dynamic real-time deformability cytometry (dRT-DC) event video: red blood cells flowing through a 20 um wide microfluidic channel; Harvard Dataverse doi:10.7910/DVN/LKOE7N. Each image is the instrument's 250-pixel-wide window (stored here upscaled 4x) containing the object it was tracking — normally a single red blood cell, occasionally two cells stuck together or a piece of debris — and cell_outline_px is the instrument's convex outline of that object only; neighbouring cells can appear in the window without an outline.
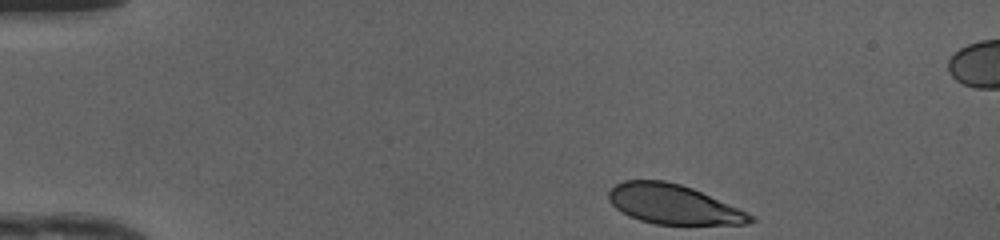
{"species": "human", "species_latin": "Homo sapiens", "temperature_condition": "cold", "stored_images_in_passage": 39, "camera_frame_rate_fps": 3000, "um_per_image_px": 0.085, "donor": {"sex": "female"}, "frame": {"image": 1, "passage_image": 1, "time_ms": 0.0, "image_size_px": [1000, 240], "cell_outline_px": [[756, 220], [744, 224], [656, 224], [640, 220], [628, 216], [616, 208], [608, 200], [608, 192], [616, 184], [624, 180], [664, 180], [680, 184], [692, 188], [740, 208], [756, 216]], "centroid_in_image_um": [57.24, 17.36], "position_along_channel_um": 27.8, "area_um2": 32.66}}
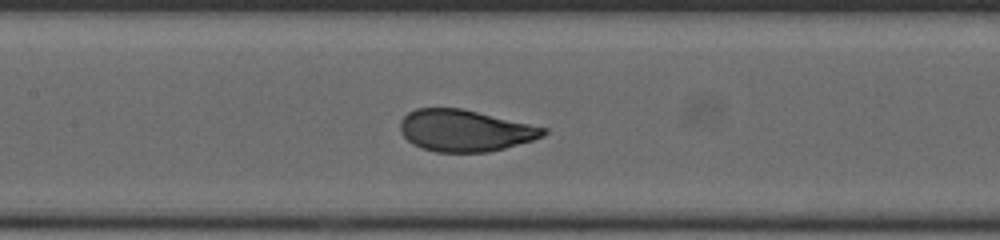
{"frame": {"image": 2, "passage_image": 17, "time_ms": 5.333, "image_size_px": [1000, 240], "cell_outline_px": [[548, 132], [544, 136], [532, 140], [504, 148], [488, 152], [436, 152], [420, 148], [412, 144], [400, 132], [400, 120], [408, 112], [416, 108], [460, 108], [548, 128]], "centroid_in_image_um": [39.49, 11.1], "position_along_channel_um": 167.9, "area_um2": 34.74}}
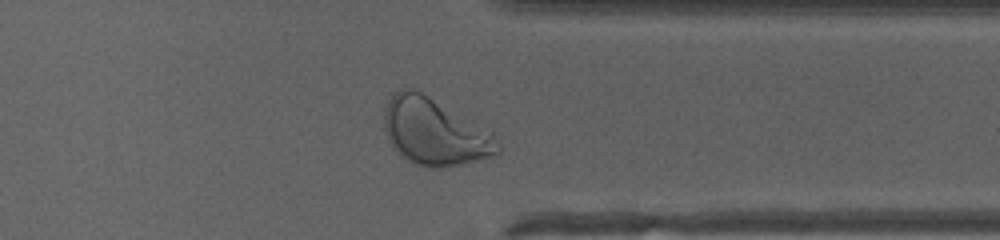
{"frame": {"image": 3, "passage_image": 32, "time_ms": 10.333, "image_size_px": [1000, 240], "cell_outline_px": [[500, 152], [492, 156], [464, 164], [444, 168], [428, 168], [412, 164], [400, 156], [388, 140], [384, 128], [384, 108], [388, 100], [400, 88], [408, 88], [420, 92], [428, 96], [492, 132], [500, 148]], "centroid_in_image_um": [36.91, 11.25], "position_along_channel_um": 374.5, "area_um2": 44.16}, "authors_computed_cell_mechanics": {"area_um2": 35.4314, "velocity_mm_per_s": 4.1518, "shape_relaxation_time_tau1_ms": 3.3904, "shape_relaxation_time_tau2_ms": null, "deformation_change_tau1": 0.1578, "deformation_change_tau2": null}}